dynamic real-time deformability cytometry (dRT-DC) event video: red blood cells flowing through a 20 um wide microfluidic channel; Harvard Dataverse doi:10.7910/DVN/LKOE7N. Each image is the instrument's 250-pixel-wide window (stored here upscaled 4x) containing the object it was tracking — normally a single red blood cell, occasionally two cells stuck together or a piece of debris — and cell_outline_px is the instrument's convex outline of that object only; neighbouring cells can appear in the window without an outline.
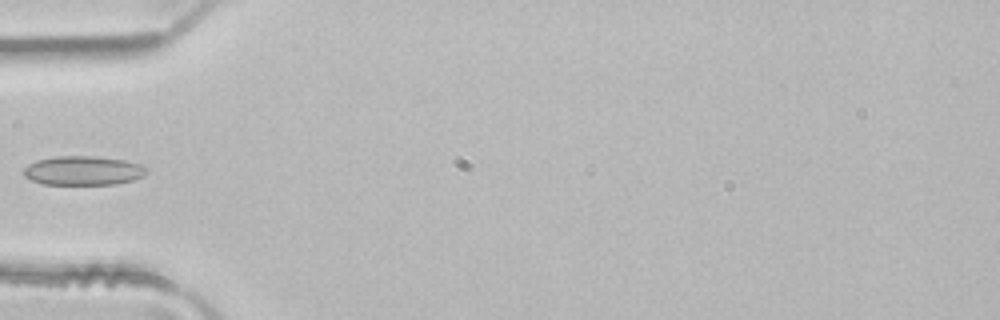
{"species": "common noctule bat (a hibernating species)", "species_latin": "Nyctalus noctula", "temperature_condition": "room temperature", "stored_images_in_passage": 3, "camera_frame_rate_fps": 3000, "um_per_image_px": 0.085, "animal": {"sex": "male", "body_mass_g": 21.5, "forearm_length_mm": 52.0}, "frame": {"image": 1, "passage_image": 3, "time_ms": 0.667, "image_size_px": [1000, 320], "cell_outline_px": [[148, 172], [144, 176], [132, 180], [116, 184], [44, 184], [32, 180], [24, 176], [24, 168], [28, 164], [36, 160], [56, 156], [92, 156], [124, 160], [140, 164], [148, 168]], "centroid_in_image_um": [7.08, 14.5], "position_along_channel_um": 77.9, "area_um2": 20.87}}